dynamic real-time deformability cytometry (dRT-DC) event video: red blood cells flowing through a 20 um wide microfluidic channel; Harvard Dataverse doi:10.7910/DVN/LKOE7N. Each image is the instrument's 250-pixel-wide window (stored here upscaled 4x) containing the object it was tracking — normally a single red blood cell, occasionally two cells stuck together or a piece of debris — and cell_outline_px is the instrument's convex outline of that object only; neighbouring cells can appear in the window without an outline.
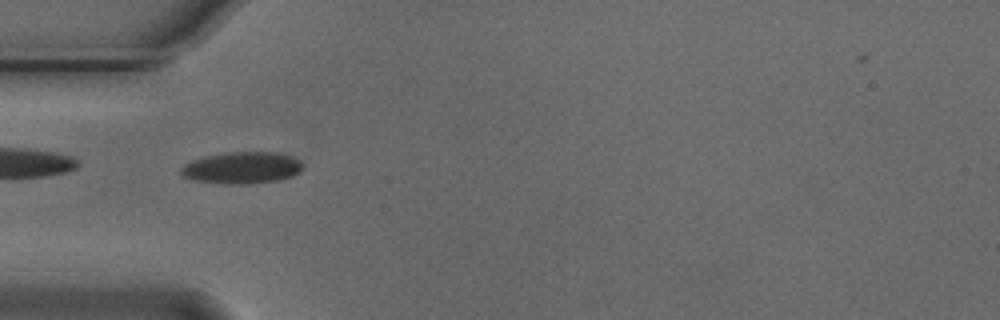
{"species": "Egyptian fruit bat (a non-hibernating species)", "species_latin": "Rousettus aegyptiacus", "temperature_condition": "cold", "stored_images_in_passage": 2, "camera_frame_rate_fps": 3000, "um_per_image_px": 0.085, "animal": {"sex": "male"}, "frame": {"image": 1, "passage_image": 1, "time_ms": 0.0, "image_size_px": [1000, 320], "cell_outline_px": [[304, 164], [300, 172], [292, 176], [280, 180], [248, 184], [224, 184], [192, 180], [184, 176], [180, 172], [180, 168], [184, 164], [192, 160], [204, 156], [224, 152], [276, 152], [292, 156], [300, 160]], "centroid_in_image_um": [20.57, 14.26], "position_along_channel_um": 64.4, "area_um2": 22.89}}
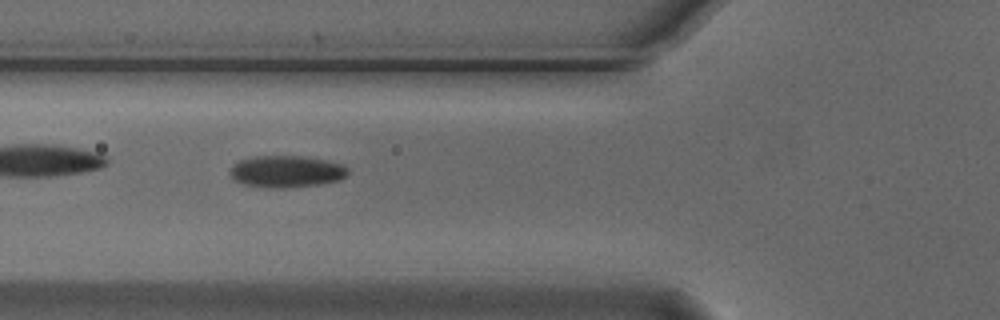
{"frame": {"image": 2, "passage_image": 2, "time_ms": 0.333, "image_size_px": [1000, 320], "cell_outline_px": [[348, 172], [340, 180], [320, 184], [284, 188], [272, 188], [244, 184], [232, 180], [228, 172], [232, 164], [240, 160], [256, 156], [304, 156], [328, 160], [344, 164], [348, 168]], "centroid_in_image_um": [24.33, 14.57], "position_along_channel_um": 101.5, "area_um2": 22.14}}